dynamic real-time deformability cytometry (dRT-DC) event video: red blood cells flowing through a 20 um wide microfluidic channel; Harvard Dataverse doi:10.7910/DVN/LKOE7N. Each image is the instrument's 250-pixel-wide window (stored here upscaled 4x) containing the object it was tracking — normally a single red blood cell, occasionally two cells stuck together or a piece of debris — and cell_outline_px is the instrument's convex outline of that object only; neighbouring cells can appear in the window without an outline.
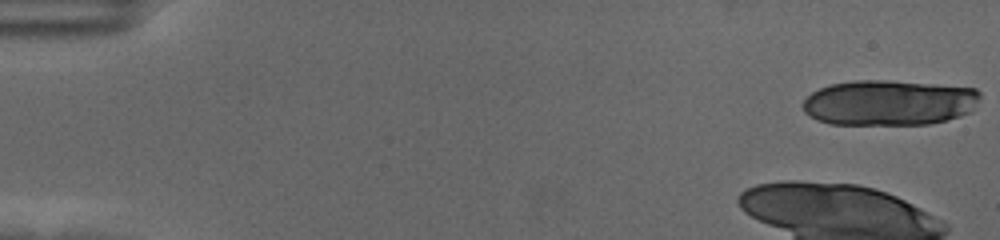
{"species": "human", "species_latin": "Homo sapiens", "temperature_condition": "cold", "stored_images_in_passage": 43, "camera_frame_rate_fps": 3000, "um_per_image_px": 0.085, "donor": {"sex": "female"}, "frame": {"image": 1, "passage_image": 1, "time_ms": 0.0, "image_size_px": [1000, 240], "cell_outline_px": [[980, 96], [972, 112], [948, 120], [928, 124], [828, 124], [816, 120], [808, 116], [804, 112], [804, 100], [812, 92], [820, 88], [832, 84], [856, 80], [884, 80], [932, 84], [976, 88], [980, 92]], "centroid_in_image_um": [75.58, 8.74], "position_along_channel_um": 9.4, "area_um2": 47.05}}